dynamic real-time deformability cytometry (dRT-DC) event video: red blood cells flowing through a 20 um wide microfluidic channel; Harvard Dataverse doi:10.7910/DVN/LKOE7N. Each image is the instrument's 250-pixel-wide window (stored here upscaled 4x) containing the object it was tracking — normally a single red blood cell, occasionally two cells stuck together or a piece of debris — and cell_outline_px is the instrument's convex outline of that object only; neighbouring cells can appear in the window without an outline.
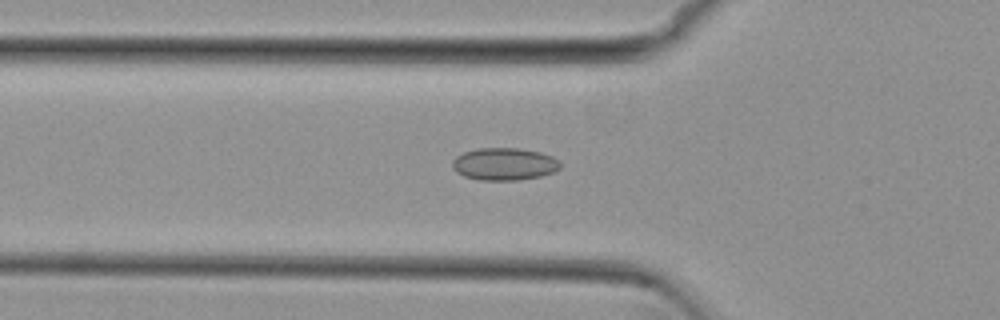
{"species": "common noctule bat (a hibernating species)", "species_latin": "Nyctalus noctula", "temperature_condition": "cold", "stored_images_in_passage": 54, "camera_frame_rate_fps": 3000, "um_per_image_px": 0.085, "animal": {"sex": "female", "body_mass_g": 29.2, "forearm_length_mm": 56.3}, "frame": {"image": 1, "passage_image": 19, "time_ms": 6.0, "image_size_px": [1000, 320], "cell_outline_px": [[560, 168], [552, 172], [540, 176], [520, 180], [480, 180], [464, 176], [456, 172], [452, 168], [452, 160], [456, 156], [464, 152], [480, 148], [520, 148], [540, 152], [552, 156], [560, 160]], "centroid_in_image_um": [42.86, 13.94], "position_along_channel_um": 82.9, "area_um2": 20.46}}
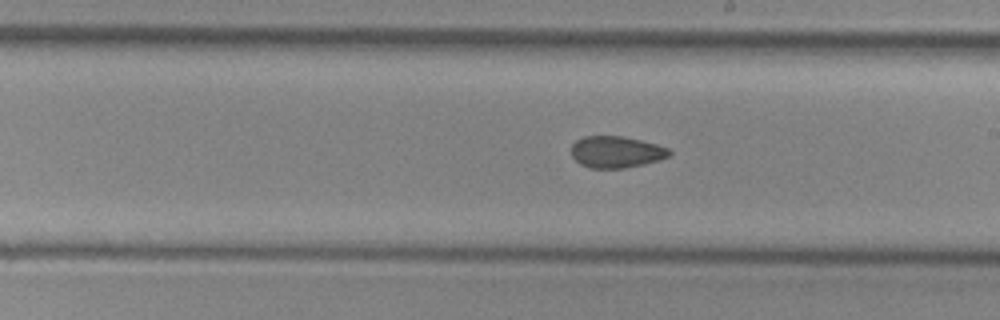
{"frame": {"image": 2, "passage_image": 31, "time_ms": 10.0, "image_size_px": [1000, 320], "cell_outline_px": [[672, 152], [668, 156], [660, 160], [644, 164], [624, 168], [588, 168], [580, 164], [572, 156], [572, 144], [576, 140], [584, 136], [620, 136], [640, 140], [656, 144], [668, 148]], "centroid_in_image_um": [52.37, 12.92], "position_along_channel_um": 236.6, "area_um2": 18.03}}
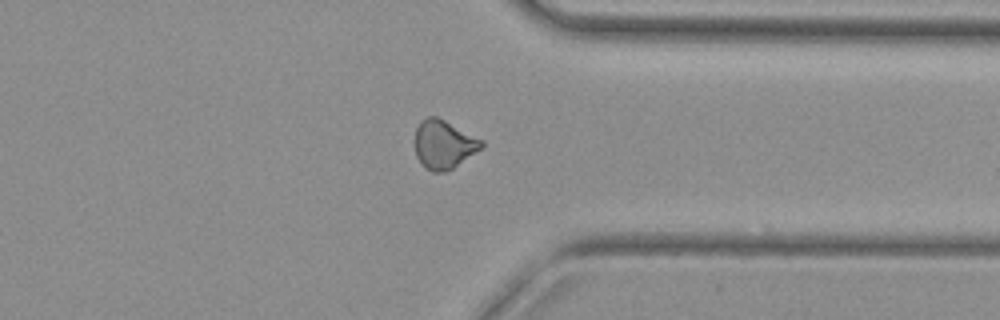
{"frame": {"image": 3, "passage_image": 42, "time_ms": 13.667, "image_size_px": [1000, 320], "cell_outline_px": [[484, 144], [480, 148], [452, 168], [444, 172], [432, 172], [424, 168], [416, 156], [412, 140], [416, 128], [420, 120], [428, 116], [436, 116], [484, 140]], "centroid_in_image_um": [37.64, 12.26], "position_along_channel_um": 373.8, "area_um2": 19.02}, "authors_computed_cell_mechanics": {"area_um2": 18.9873, "velocity_mm_per_s": 3.8274, "shape_relaxation_time_tau1_ms": null, "shape_relaxation_time_tau2_ms": 2.8821, "deformation_change_tau1": null, "deformation_change_tau2": 0.072}}